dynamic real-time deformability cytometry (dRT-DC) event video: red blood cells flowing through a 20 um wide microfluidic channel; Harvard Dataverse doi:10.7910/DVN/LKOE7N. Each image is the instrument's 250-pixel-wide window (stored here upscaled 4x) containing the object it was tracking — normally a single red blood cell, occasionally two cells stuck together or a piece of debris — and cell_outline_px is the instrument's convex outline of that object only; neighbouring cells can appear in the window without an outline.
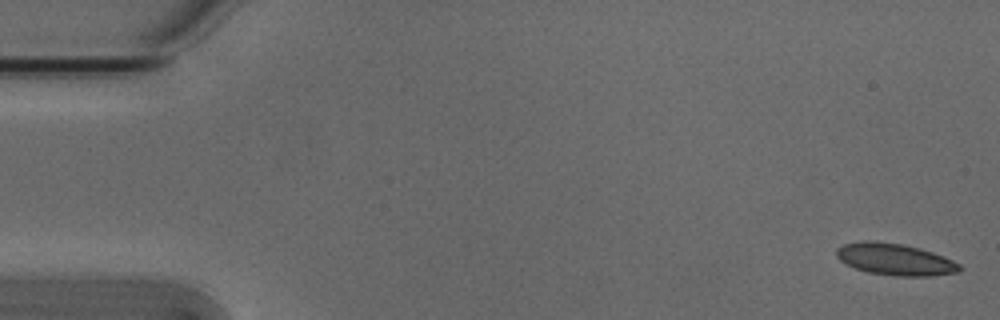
{"species": "Egyptian fruit bat (a non-hibernating species)", "species_latin": "Rousettus aegyptiacus", "temperature_condition": "cold", "stored_images_in_passage": 7, "camera_frame_rate_fps": 3000, "um_per_image_px": 0.085, "animal": {"sex": "male"}, "frame": {"image": 1, "passage_image": 1, "time_ms": 0.0, "image_size_px": [1000, 320], "cell_outline_px": [[964, 268], [960, 272], [932, 276], [896, 276], [868, 272], [856, 268], [840, 260], [836, 256], [836, 248], [844, 244], [864, 240], [872, 240], [904, 244], [920, 248], [944, 256], [960, 264]], "centroid_in_image_um": [76.11, 22.04], "position_along_channel_um": 8.9, "area_um2": 22.95}}
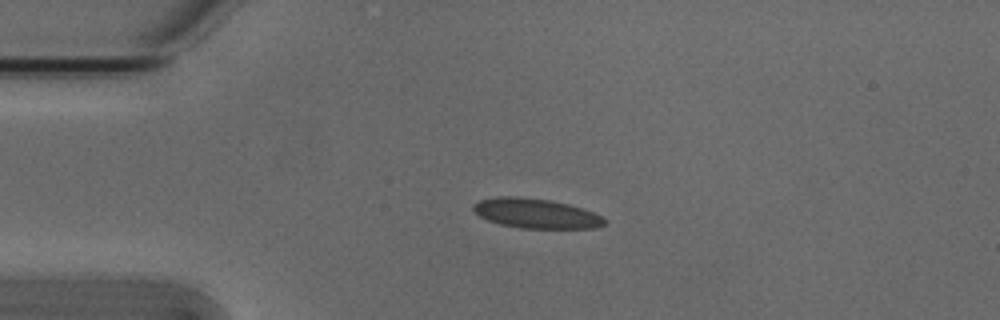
{"frame": {"image": 2, "passage_image": 4, "time_ms": 1.0, "image_size_px": [1000, 320], "cell_outline_px": [[608, 224], [596, 228], [520, 228], [500, 224], [488, 220], [472, 212], [472, 204], [480, 200], [496, 196], [516, 196], [552, 200], [568, 204], [604, 216], [608, 220]], "centroid_in_image_um": [45.56, 18.14], "position_along_channel_um": 39.4, "area_um2": 23.0}}
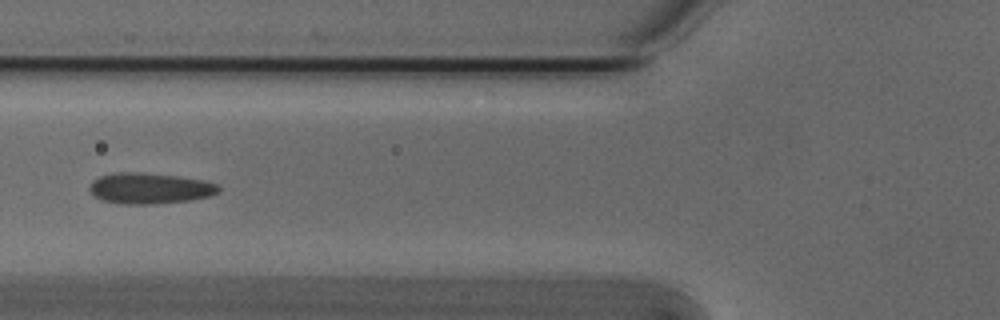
{"frame": {"image": 3, "passage_image": 6, "time_ms": 1.667, "image_size_px": [1000, 320], "cell_outline_px": [[220, 192], [212, 196], [188, 200], [152, 204], [120, 204], [104, 200], [92, 196], [88, 188], [92, 180], [100, 176], [120, 172], [136, 172], [176, 176], [204, 180], [216, 184], [220, 188]], "centroid_in_image_um": [12.71, 16.01], "position_along_channel_um": 113.1, "area_um2": 23.24}}